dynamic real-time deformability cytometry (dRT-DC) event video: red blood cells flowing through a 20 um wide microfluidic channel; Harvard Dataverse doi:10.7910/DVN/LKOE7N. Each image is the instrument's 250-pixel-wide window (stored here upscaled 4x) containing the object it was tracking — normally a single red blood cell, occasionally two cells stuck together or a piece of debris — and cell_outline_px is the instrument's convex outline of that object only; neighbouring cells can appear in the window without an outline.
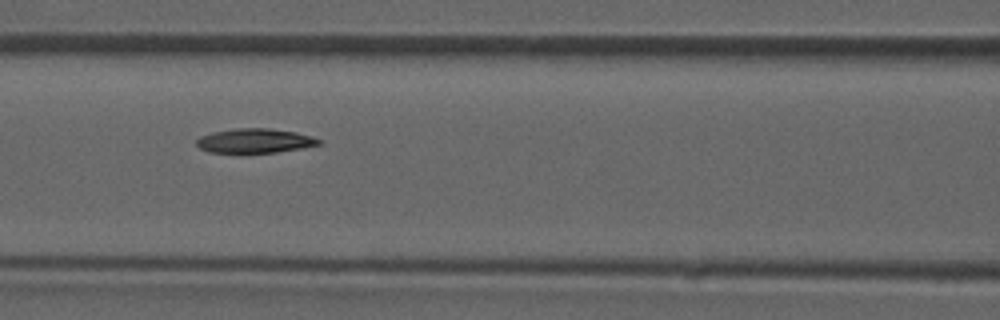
{"species": "common noctule bat (a hibernating species)", "species_latin": "Nyctalus noctula", "temperature_condition": "room temperature", "stored_images_in_passage": 39, "camera_frame_rate_fps": 3000, "um_per_image_px": 0.085, "animal": {"sex": "male", "forearm_length_mm": 52.5}, "frame": {"image": 1, "passage_image": 12, "time_ms": 3.667, "image_size_px": [1000, 320], "cell_outline_px": [[320, 144], [300, 148], [276, 152], [208, 152], [200, 148], [196, 144], [196, 140], [200, 136], [212, 132], [236, 128], [268, 128], [296, 132], [312, 136], [320, 140]], "centroid_in_image_um": [21.63, 11.95], "position_along_channel_um": 145.0, "area_um2": 17.17}}